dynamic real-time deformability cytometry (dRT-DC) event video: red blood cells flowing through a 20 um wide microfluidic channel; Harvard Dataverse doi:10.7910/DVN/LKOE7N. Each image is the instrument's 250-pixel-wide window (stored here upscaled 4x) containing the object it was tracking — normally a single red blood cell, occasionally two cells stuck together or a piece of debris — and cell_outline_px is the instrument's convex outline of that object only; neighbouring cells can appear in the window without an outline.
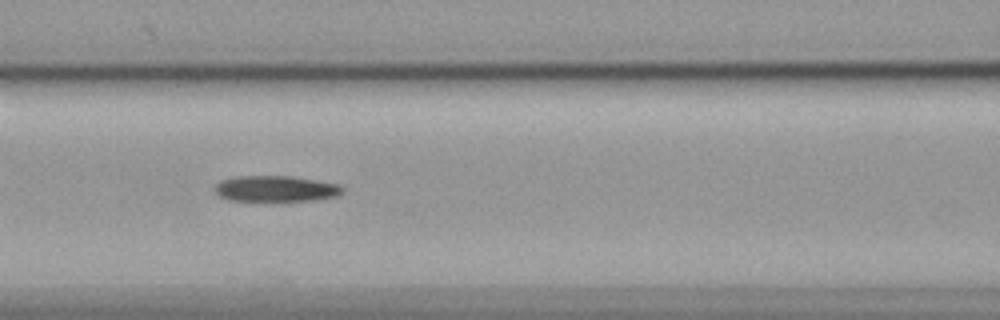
{"species": "common noctule bat (a hibernating species)", "species_latin": "Nyctalus noctula", "temperature_condition": "cold", "stored_images_in_passage": 42, "camera_frame_rate_fps": 3000, "um_per_image_px": 0.085, "animal": {"sex": "female", "body_mass_g": 19.9}, "frame": {"image": 1, "passage_image": 10, "time_ms": 3.0, "image_size_px": [1000, 320], "cell_outline_px": [[344, 192], [336, 196], [312, 200], [264, 204], [228, 200], [220, 196], [212, 188], [220, 180], [236, 176], [292, 176], [316, 180], [336, 184], [344, 188]], "centroid_in_image_um": [23.36, 16.09], "position_along_channel_um": 143.2, "area_um2": 20.35}}
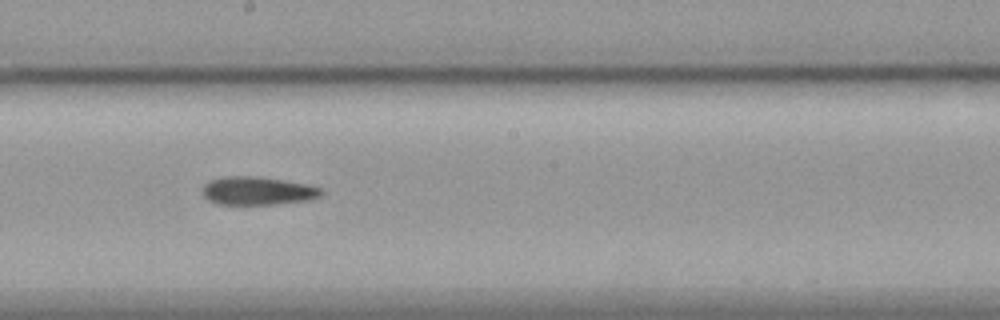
{"frame": {"image": 2, "passage_image": 17, "time_ms": 5.333, "image_size_px": [1000, 320], "cell_outline_px": [[324, 192], [320, 196], [308, 200], [272, 204], [216, 204], [208, 200], [204, 196], [204, 184], [208, 180], [224, 176], [256, 176], [304, 184], [320, 188]], "centroid_in_image_um": [21.85, 16.22], "position_along_channel_um": 226.4, "area_um2": 19.31}}
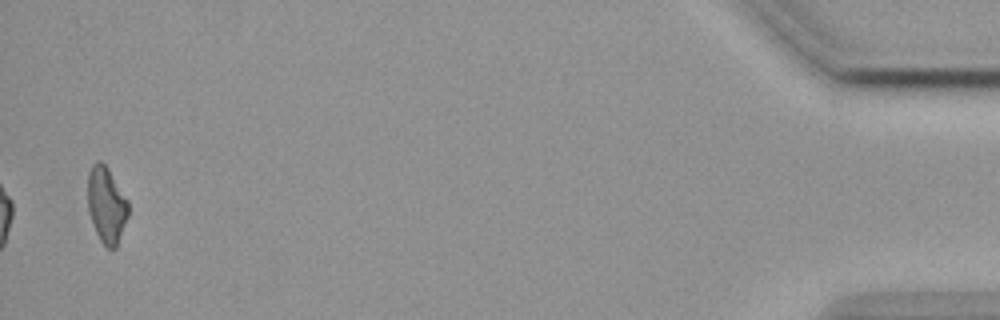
{"frame": {"image": 3, "passage_image": 41, "time_ms": 13.333, "image_size_px": [1000, 320], "cell_outline_px": [[128, 216], [116, 248], [104, 248], [96, 232], [88, 212], [88, 172], [92, 164], [96, 160], [100, 160], [108, 168], [128, 200]], "centroid_in_image_um": [9.04, 17.42], "position_along_channel_um": 426.2, "area_um2": 18.09}, "authors_computed_cell_mechanics": {"area_um2": 19.4208, "velocity_mm_per_s": 3.5777, "shape_relaxation_time_tau1_ms": 4.7347, "shape_relaxation_time_tau2_ms": 9.1847, "deformation_change_tau1": 0.1392, "deformation_change_tau2": 0.2102}}